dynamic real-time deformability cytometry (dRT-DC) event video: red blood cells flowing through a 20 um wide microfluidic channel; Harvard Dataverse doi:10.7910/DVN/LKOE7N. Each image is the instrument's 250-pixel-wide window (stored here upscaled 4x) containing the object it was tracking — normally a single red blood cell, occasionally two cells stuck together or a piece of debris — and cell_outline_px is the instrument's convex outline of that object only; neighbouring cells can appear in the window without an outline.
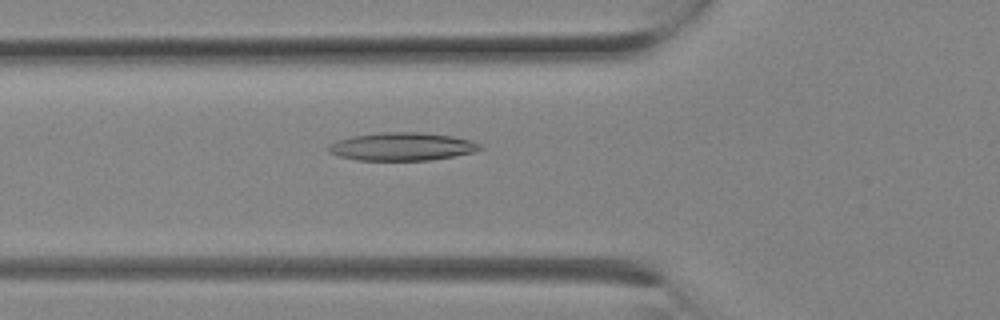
{"species": "Egyptian fruit bat (a non-hibernating species)", "species_latin": "Rousettus aegyptiacus", "temperature_condition": "room temperature", "stored_images_in_passage": 4, "camera_frame_rate_fps": 3000, "um_per_image_px": 0.085, "animal": {"sex": "female"}, "frame": {"image": 1, "passage_image": 3, "time_ms": 0.667, "image_size_px": [1000, 320], "cell_outline_px": [[484, 148], [472, 152], [452, 156], [428, 160], [356, 160], [340, 156], [328, 152], [328, 144], [336, 140], [352, 136], [380, 132], [424, 132], [452, 136], [472, 140], [480, 144]], "centroid_in_image_um": [34.15, 12.45], "position_along_channel_um": 91.6, "area_um2": 24.8}}